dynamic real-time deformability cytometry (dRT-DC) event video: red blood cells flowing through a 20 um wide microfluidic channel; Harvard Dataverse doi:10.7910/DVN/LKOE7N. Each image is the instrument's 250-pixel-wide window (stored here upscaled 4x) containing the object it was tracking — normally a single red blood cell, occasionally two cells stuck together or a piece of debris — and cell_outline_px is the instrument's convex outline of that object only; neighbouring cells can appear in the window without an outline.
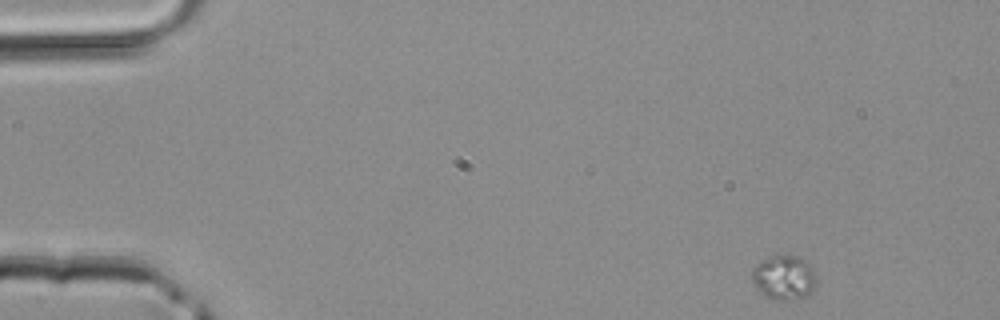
{"species": "common noctule bat (a hibernating species)", "species_latin": "Nyctalus noctula", "temperature_condition": "room temperature", "stored_images_in_passage": 42, "camera_frame_rate_fps": 3000, "um_per_image_px": 0.085, "animal": {"sex": "male", "body_mass_g": 20.4}, "frame": {"image": 1, "passage_image": 1, "time_ms": 0.0, "image_size_px": [1000, 320], "cell_outline_px": [[816, 280], [812, 292], [808, 296], [784, 300], [776, 300], [760, 292], [756, 288], [752, 280], [752, 268], [760, 260], [772, 256], [800, 256], [804, 260], [812, 272]], "centroid_in_image_um": [66.6, 23.59], "position_along_channel_um": 18.4, "area_um2": 16.36}}